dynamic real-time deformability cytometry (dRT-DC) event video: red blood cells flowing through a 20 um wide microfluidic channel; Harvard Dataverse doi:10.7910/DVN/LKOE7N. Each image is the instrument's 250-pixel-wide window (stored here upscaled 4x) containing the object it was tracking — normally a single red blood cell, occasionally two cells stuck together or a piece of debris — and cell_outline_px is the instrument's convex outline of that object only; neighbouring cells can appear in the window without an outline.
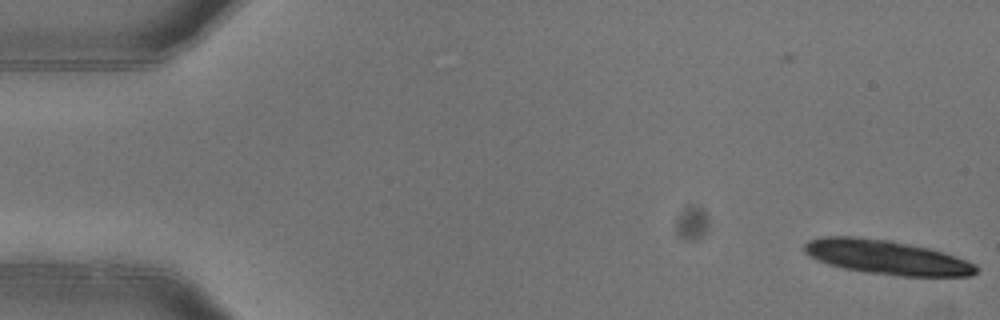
{"species": "common noctule bat (a hibernating species)", "species_latin": "Nyctalus noctula", "temperature_condition": "warm", "stored_images_in_passage": 5, "camera_frame_rate_fps": 3000, "um_per_image_px": 0.085, "animal": {"sex": "female"}, "frame": {"image": 1, "passage_image": 1, "time_ms": 0.0, "image_size_px": [1000, 320], "cell_outline_px": [[980, 268], [972, 276], [900, 276], [868, 272], [844, 268], [828, 264], [816, 260], [804, 252], [804, 244], [808, 240], [820, 236], [852, 236], [892, 240], [928, 248], [944, 252], [968, 260], [976, 264]], "centroid_in_image_um": [75.38, 21.86], "position_along_channel_um": 9.6, "area_um2": 34.56}}
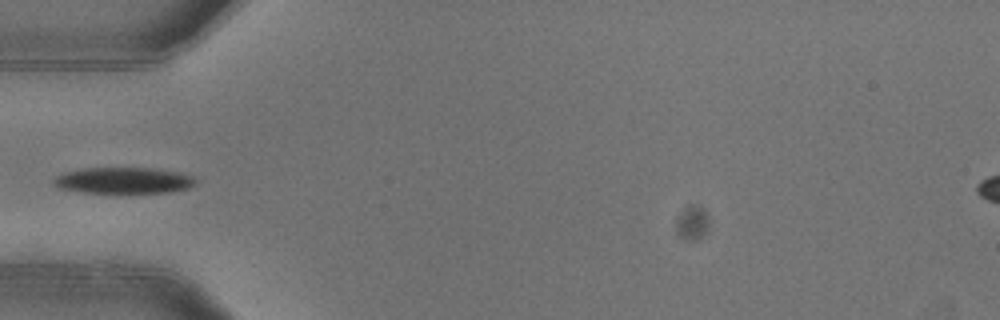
{"frame": {"image": 2, "passage_image": 5, "time_ms": 1.333, "image_size_px": [1000, 320], "cell_outline_px": [[196, 184], [188, 188], [168, 192], [80, 192], [60, 188], [52, 184], [52, 180], [56, 176], [64, 172], [80, 168], [156, 168], [180, 172], [192, 176], [196, 180]], "centroid_in_image_um": [10.48, 15.32], "position_along_channel_um": 74.5, "area_um2": 21.68}}